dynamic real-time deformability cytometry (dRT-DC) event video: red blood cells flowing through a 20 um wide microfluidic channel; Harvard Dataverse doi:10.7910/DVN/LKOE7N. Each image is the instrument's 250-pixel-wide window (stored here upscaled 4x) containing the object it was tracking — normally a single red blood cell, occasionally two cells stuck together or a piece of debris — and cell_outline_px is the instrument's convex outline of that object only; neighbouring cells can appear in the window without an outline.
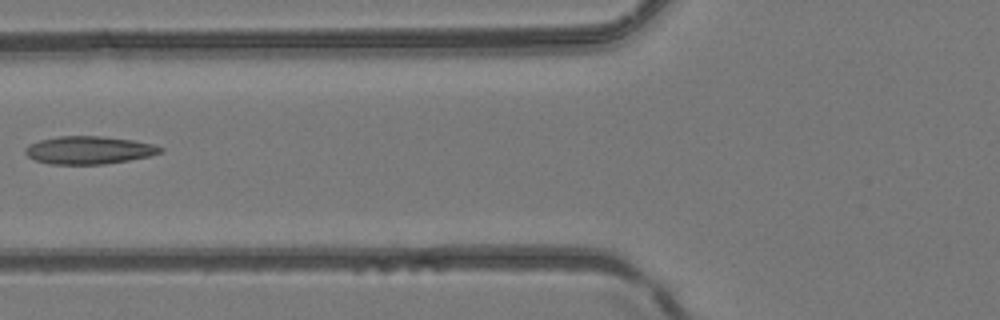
{"species": "common noctule bat (a hibernating species)", "species_latin": "Nyctalus noctula", "temperature_condition": "room temperature", "stored_images_in_passage": 3, "camera_frame_rate_fps": 3000, "um_per_image_px": 0.085, "animal": {"sex": "female", "body_mass_g": 24.6, "forearm_length_mm": 56.2}, "frame": {"image": 1, "passage_image": 3, "time_ms": 2.333, "image_size_px": [1000, 320], "cell_outline_px": [[164, 148], [160, 152], [148, 156], [128, 160], [104, 164], [52, 164], [36, 160], [28, 156], [24, 152], [24, 148], [28, 144], [40, 140], [60, 136], [100, 136], [132, 140], [152, 144]], "centroid_in_image_um": [7.52, 12.75], "position_along_channel_um": 118.3, "area_um2": 21.68}}